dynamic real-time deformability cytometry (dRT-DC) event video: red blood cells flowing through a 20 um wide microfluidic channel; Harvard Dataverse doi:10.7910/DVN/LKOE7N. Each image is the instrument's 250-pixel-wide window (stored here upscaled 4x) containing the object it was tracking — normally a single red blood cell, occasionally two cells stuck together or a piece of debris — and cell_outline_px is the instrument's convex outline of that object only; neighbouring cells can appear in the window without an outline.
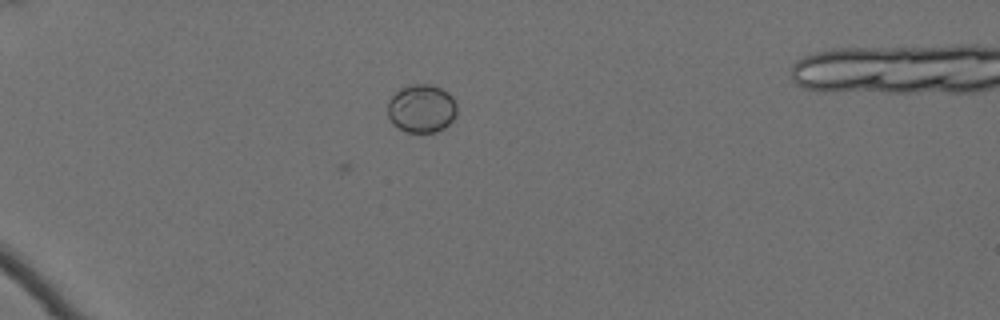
{"species": "Egyptian fruit bat (a non-hibernating species)", "species_latin": "Rousettus aegyptiacus", "temperature_condition": "cold", "stored_images_in_passage": 10, "camera_frame_rate_fps": 3000, "um_per_image_px": 0.085, "animal": {"sex": "female"}, "frame": {"image": 1, "passage_image": 10, "time_ms": 3.0, "image_size_px": [1000, 320], "cell_outline_px": [[456, 116], [444, 128], [436, 132], [404, 132], [392, 124], [388, 116], [388, 100], [400, 88], [412, 84], [428, 84], [440, 88], [448, 92], [452, 96], [456, 104]], "centroid_in_image_um": [35.82, 9.23], "position_along_channel_um": 49.2, "area_um2": 19.59}}